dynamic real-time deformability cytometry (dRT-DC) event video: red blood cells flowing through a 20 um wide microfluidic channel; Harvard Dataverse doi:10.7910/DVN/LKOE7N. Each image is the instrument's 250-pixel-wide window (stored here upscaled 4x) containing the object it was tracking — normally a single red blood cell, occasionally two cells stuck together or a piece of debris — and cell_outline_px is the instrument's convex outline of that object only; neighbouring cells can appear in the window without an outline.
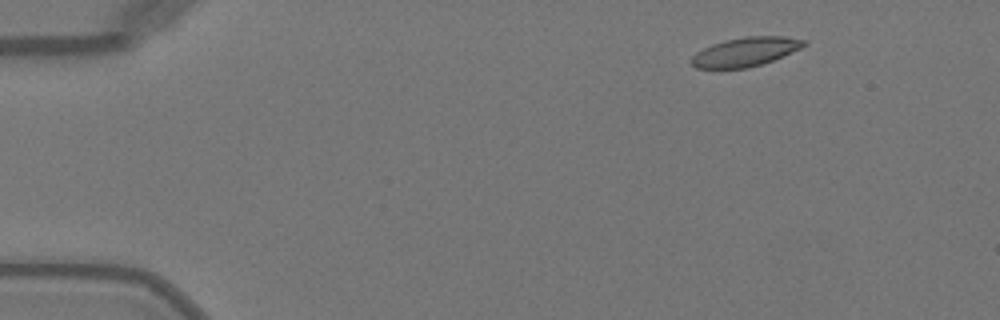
{"species": "Egyptian fruit bat (a non-hibernating species)", "species_latin": "Rousettus aegyptiacus", "temperature_condition": "warm", "stored_images_in_passage": 34, "camera_frame_rate_fps": 3000, "um_per_image_px": 0.085, "animal": {"sex": "female"}, "frame": {"image": 1, "passage_image": 1, "time_ms": 0.0, "image_size_px": [1000, 320], "cell_outline_px": [[808, 44], [800, 48], [772, 60], [748, 68], [696, 68], [688, 60], [696, 52], [712, 44], [744, 36], [784, 36], [804, 40]], "centroid_in_image_um": [63.33, 4.4], "position_along_channel_um": 21.7, "area_um2": 18.79}}
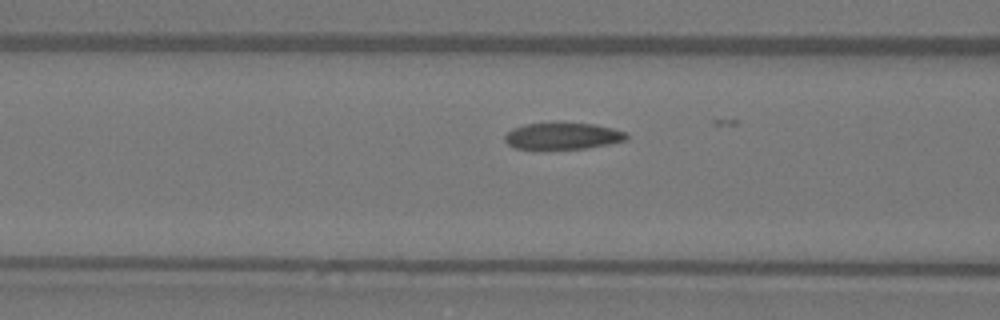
{"frame": {"image": 2, "passage_image": 15, "time_ms": 4.667, "image_size_px": [1000, 320], "cell_outline_px": [[628, 140], [588, 148], [516, 148], [508, 144], [504, 140], [504, 136], [512, 128], [524, 124], [596, 124], [628, 132]], "centroid_in_image_um": [47.88, 11.56], "position_along_channel_um": 118.7, "area_um2": 18.5}}
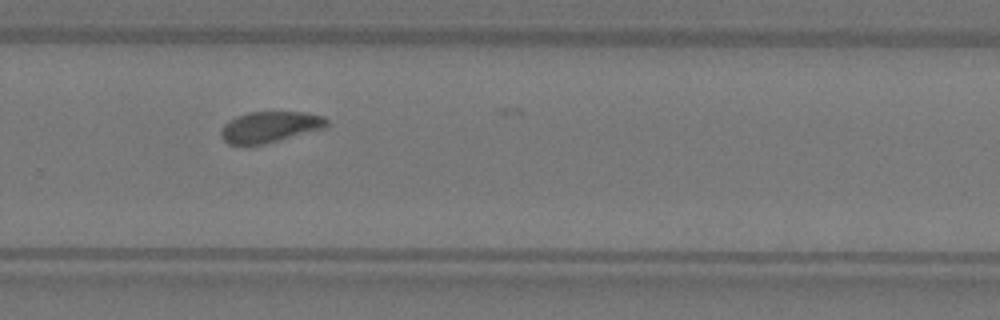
{"frame": {"image": 3, "passage_image": 29, "time_ms": 9.333, "image_size_px": [1000, 320], "cell_outline_px": [[328, 124], [324, 128], [264, 144], [228, 144], [220, 136], [220, 132], [224, 124], [236, 116], [248, 112], [308, 112], [324, 116], [328, 120]], "centroid_in_image_um": [22.94, 10.77], "position_along_channel_um": 306.9, "area_um2": 19.02}}